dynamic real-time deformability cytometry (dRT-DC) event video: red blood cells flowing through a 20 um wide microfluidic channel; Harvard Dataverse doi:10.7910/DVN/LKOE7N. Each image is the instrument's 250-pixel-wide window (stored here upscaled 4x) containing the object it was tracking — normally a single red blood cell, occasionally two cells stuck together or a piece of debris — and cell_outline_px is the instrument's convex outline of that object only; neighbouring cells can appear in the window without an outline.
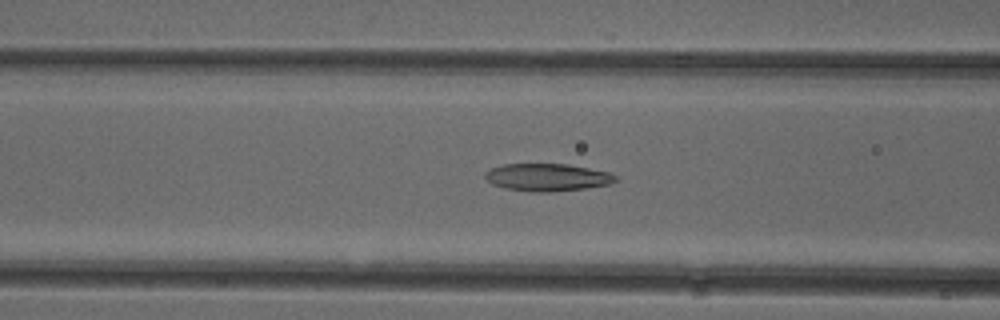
{"species": "common noctule bat (a hibernating species)", "species_latin": "Nyctalus noctula", "temperature_condition": "cold", "stored_images_in_passage": 39, "camera_frame_rate_fps": 3000, "um_per_image_px": 0.085, "animal": {"sex": "female"}, "frame": {"image": 1, "passage_image": 8, "time_ms": 2.333, "image_size_px": [1000, 320], "cell_outline_px": [[616, 180], [608, 184], [588, 188], [548, 192], [532, 192], [504, 188], [492, 184], [484, 176], [484, 172], [492, 168], [504, 164], [568, 164], [608, 172], [616, 176]], "centroid_in_image_um": [46.49, 15.07], "position_along_channel_um": 120.1, "area_um2": 20.81}}
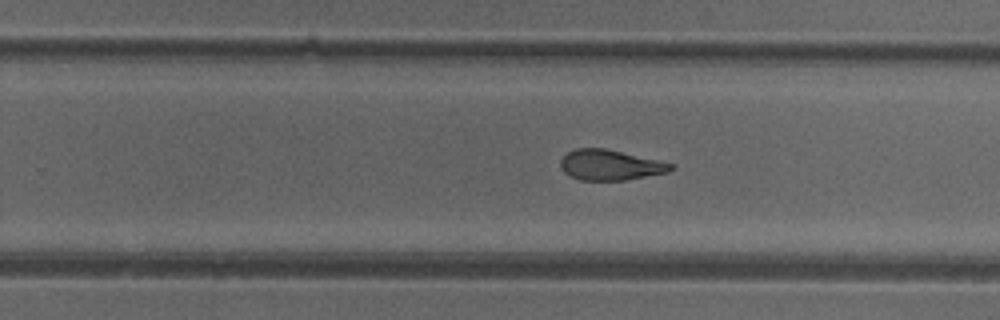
{"frame": {"image": 2, "passage_image": 20, "time_ms": 6.333, "image_size_px": [1000, 320], "cell_outline_px": [[676, 168], [668, 172], [624, 180], [580, 180], [568, 176], [560, 168], [560, 160], [568, 152], [576, 148], [604, 148], [656, 160], [672, 164]], "centroid_in_image_um": [51.81, 14.03], "position_along_channel_um": 278.0, "area_um2": 19.36}}
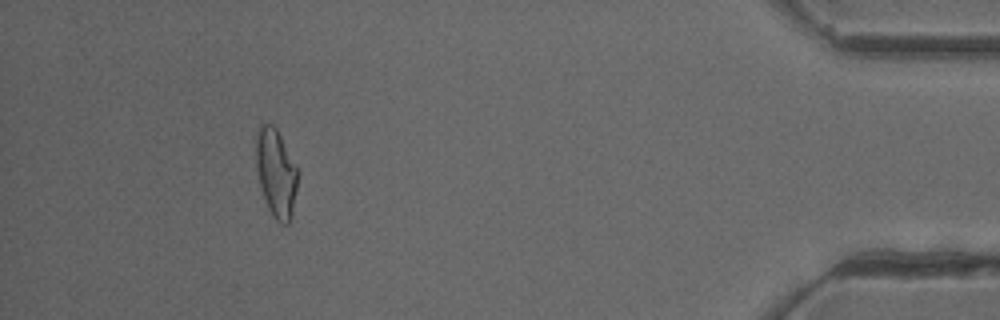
{"frame": {"image": 3, "passage_image": 35, "time_ms": 11.333, "image_size_px": [1000, 320], "cell_outline_px": [[300, 172], [292, 212], [288, 224], [280, 224], [272, 216], [268, 208], [260, 188], [256, 168], [256, 136], [260, 124], [272, 124], [276, 128]], "centroid_in_image_um": [23.47, 14.71], "position_along_channel_um": 411.7, "area_um2": 21.62}, "authors_computed_cell_mechanics": {"area_um2": 20.808, "velocity_mm_per_s": 3.9535, "shape_relaxation_time_tau1_ms": 10.0941, "shape_relaxation_time_tau2_ms": 2.5391, "deformation_change_tau1": 0.247, "deformation_change_tau2": 0.0965}}